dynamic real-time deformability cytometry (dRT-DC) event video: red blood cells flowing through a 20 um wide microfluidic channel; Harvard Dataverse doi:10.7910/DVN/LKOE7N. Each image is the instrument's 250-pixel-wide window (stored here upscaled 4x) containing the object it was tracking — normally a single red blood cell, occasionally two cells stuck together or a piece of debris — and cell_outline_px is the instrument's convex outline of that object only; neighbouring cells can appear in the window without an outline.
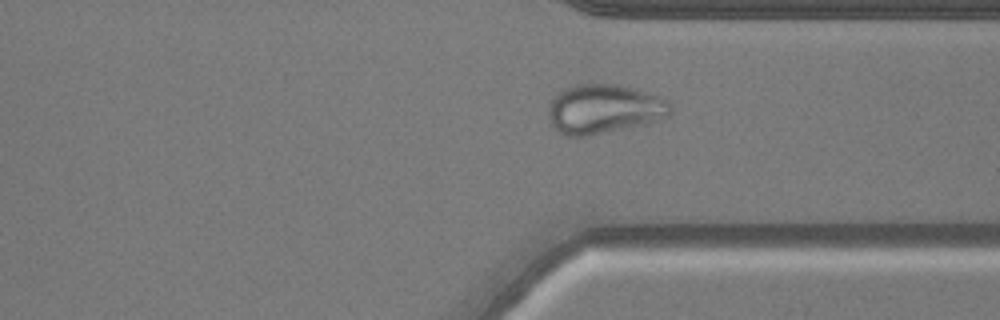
{"species": "common noctule bat (a hibernating species)", "species_latin": "Nyctalus noctula", "temperature_condition": "warm", "stored_images_in_passage": 45, "camera_frame_rate_fps": 3000, "um_per_image_px": 0.085, "animal": {"sex": "male", "body_mass_g": 20.5, "forearm_length_mm": 52.5}, "frame": {"image": 1, "passage_image": 32, "time_ms": 10.333, "image_size_px": [1000, 320], "cell_outline_px": [[672, 112], [668, 116], [660, 120], [648, 124], [588, 136], [564, 136], [552, 124], [548, 112], [548, 104], [564, 88], [572, 84], [616, 84], [632, 88], [668, 100], [672, 104]], "centroid_in_image_um": [51.36, 9.28], "position_along_channel_um": 360.0, "area_um2": 35.2}}